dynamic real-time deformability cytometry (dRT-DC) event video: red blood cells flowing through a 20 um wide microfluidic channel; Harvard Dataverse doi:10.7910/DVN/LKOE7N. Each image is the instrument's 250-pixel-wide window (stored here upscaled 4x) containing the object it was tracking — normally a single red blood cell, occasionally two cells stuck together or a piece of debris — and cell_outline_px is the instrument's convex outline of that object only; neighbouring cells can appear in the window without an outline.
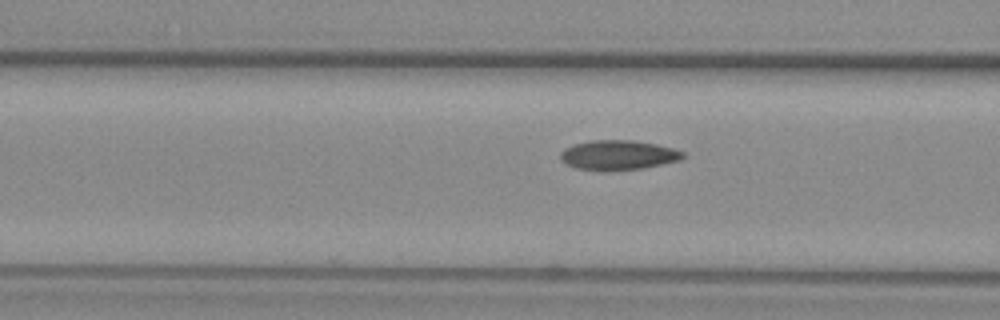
{"species": "common noctule bat (a hibernating species)", "species_latin": "Nyctalus noctula", "temperature_condition": "warm", "stored_images_in_passage": 42, "camera_frame_rate_fps": 3000, "um_per_image_px": 0.085, "animal": {"sex": "female", "body_mass_g": 29.2, "forearm_length_mm": 56.3}, "frame": {"image": 1, "passage_image": 10, "time_ms": 3.0, "image_size_px": [1000, 320], "cell_outline_px": [[684, 156], [680, 160], [640, 168], [604, 172], [576, 168], [560, 160], [560, 152], [564, 148], [572, 144], [592, 140], [632, 140], [656, 144], [672, 148], [684, 152]], "centroid_in_image_um": [52.49, 13.18], "position_along_channel_um": 114.1, "area_um2": 21.27}}
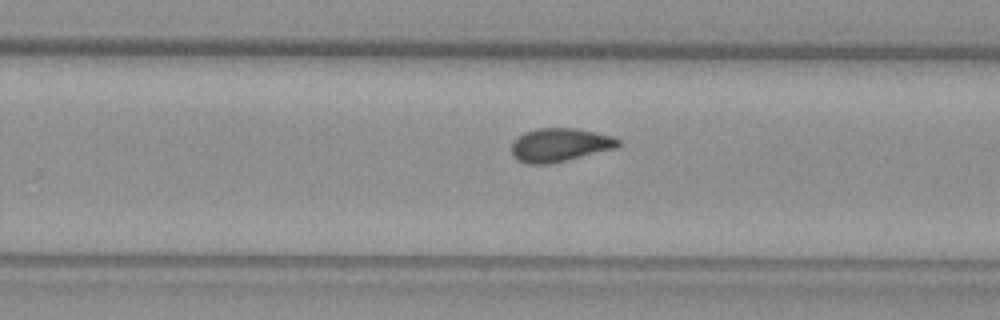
{"frame": {"image": 2, "passage_image": 23, "time_ms": 7.333, "image_size_px": [1000, 320], "cell_outline_px": [[620, 144], [616, 148], [568, 160], [548, 164], [524, 164], [516, 160], [512, 152], [512, 140], [516, 136], [524, 132], [536, 128], [580, 128], [612, 136], [620, 140]], "centroid_in_image_um": [47.55, 12.31], "position_along_channel_um": 282.2, "area_um2": 21.15}}
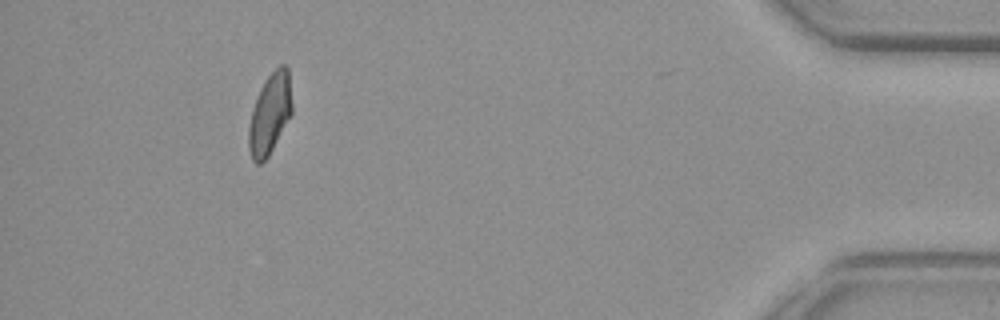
{"frame": {"image": 3, "passage_image": 38, "time_ms": 12.333, "image_size_px": [1000, 320], "cell_outline_px": [[292, 112], [268, 156], [260, 164], [256, 164], [252, 160], [248, 148], [248, 128], [252, 108], [260, 88], [268, 76], [280, 64], [284, 64], [288, 68], [292, 104]], "centroid_in_image_um": [22.92, 9.68], "position_along_channel_um": 412.3, "area_um2": 20.23}, "authors_computed_cell_mechanics": {"area_um2": 20.5479, "velocity_mm_per_s": 3.884, "shape_relaxation_time_tau1_ms": 9.7568, "shape_relaxation_time_tau2_ms": 2.8618, "deformation_change_tau1": 0.19, "deformation_change_tau2": 0.075}}